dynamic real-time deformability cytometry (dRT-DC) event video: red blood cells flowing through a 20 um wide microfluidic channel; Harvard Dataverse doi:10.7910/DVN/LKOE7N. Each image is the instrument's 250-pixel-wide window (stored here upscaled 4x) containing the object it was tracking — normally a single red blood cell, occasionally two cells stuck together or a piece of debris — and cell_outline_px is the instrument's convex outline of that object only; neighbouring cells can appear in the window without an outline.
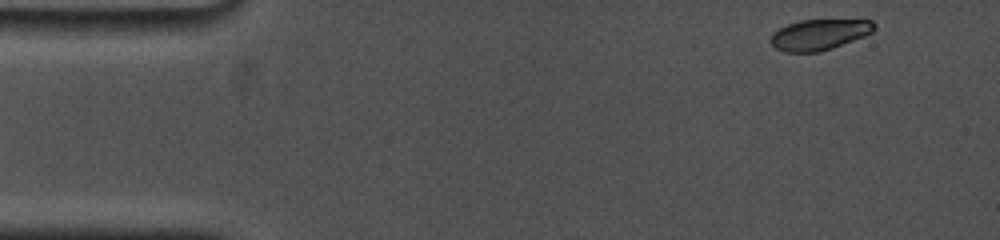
{"species": "common noctule bat (a hibernating species)", "species_latin": "Nyctalus noctula", "temperature_condition": "cold", "stored_images_in_passage": 56, "camera_frame_rate_fps": 5000, "um_per_image_px": 0.085, "animal": {"sex": "female", "body_mass_g": 19.0, "forearm_length_mm": 53.3}, "frame": {"image": 1, "passage_image": 1, "time_ms": 0.0, "image_size_px": [1000, 240], "cell_outline_px": [[876, 28], [872, 32], [864, 36], [832, 48], [820, 52], [784, 52], [776, 48], [772, 44], [772, 32], [788, 24], [800, 20], [872, 20], [876, 24]], "centroid_in_image_um": [69.66, 2.94], "position_along_channel_um": 15.3, "area_um2": 18.44}}
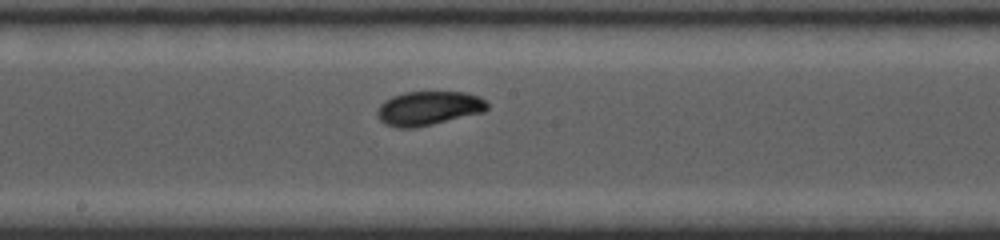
{"frame": {"image": 2, "passage_image": 30, "time_ms": 7.8, "image_size_px": [1000, 240], "cell_outline_px": [[488, 108], [484, 112], [416, 128], [396, 128], [384, 124], [376, 116], [376, 112], [380, 104], [384, 100], [392, 96], [404, 92], [464, 92], [480, 96], [488, 104]], "centroid_in_image_um": [36.39, 9.21], "position_along_channel_um": 211.8, "area_um2": 22.08}}
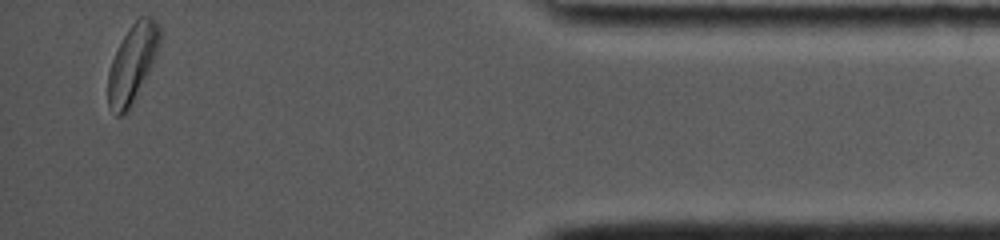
{"frame": {"image": 3, "passage_image": 55, "time_ms": 14.6, "image_size_px": [1000, 240], "cell_outline_px": [[160, 44], [156, 56], [128, 112], [120, 116], [116, 116], [108, 108], [108, 72], [112, 60], [128, 28], [136, 16], [152, 16], [160, 24]], "centroid_in_image_um": [11.26, 5.36], "position_along_channel_um": 423.9, "area_um2": 23.58}, "authors_computed_cell_mechanics": {"area_um2": 21.2993, "velocity_mm_per_s": 3.7635, "shape_relaxation_time_tau1_ms": 2.7339, "shape_relaxation_time_tau2_ms": 2.9197, "deformation_change_tau1": 0.1147, "deformation_change_tau2": 0.0515}}